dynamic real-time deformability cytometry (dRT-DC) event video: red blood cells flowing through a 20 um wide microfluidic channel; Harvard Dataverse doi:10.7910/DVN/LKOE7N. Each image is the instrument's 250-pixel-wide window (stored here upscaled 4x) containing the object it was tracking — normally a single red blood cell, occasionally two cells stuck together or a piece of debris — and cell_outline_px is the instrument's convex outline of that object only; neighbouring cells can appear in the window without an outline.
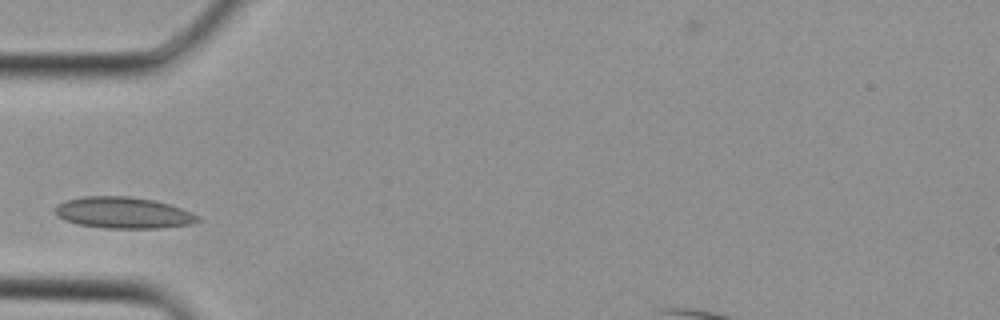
{"species": "Egyptian fruit bat (a non-hibernating species)", "species_latin": "Rousettus aegyptiacus", "temperature_condition": "cold", "stored_images_in_passage": 26, "camera_frame_rate_fps": 3000, "um_per_image_px": 0.085, "animal": {"sex": "female"}, "frame": {"image": 1, "passage_image": 1, "time_ms": 0.0, "image_size_px": [1000, 320], "cell_outline_px": [[200, 220], [192, 224], [160, 228], [104, 228], [80, 224], [64, 220], [56, 216], [56, 208], [64, 200], [84, 196], [128, 196], [156, 200], [192, 212], [200, 216]], "centroid_in_image_um": [10.51, 18.08], "position_along_channel_um": 74.5, "area_um2": 26.07}}
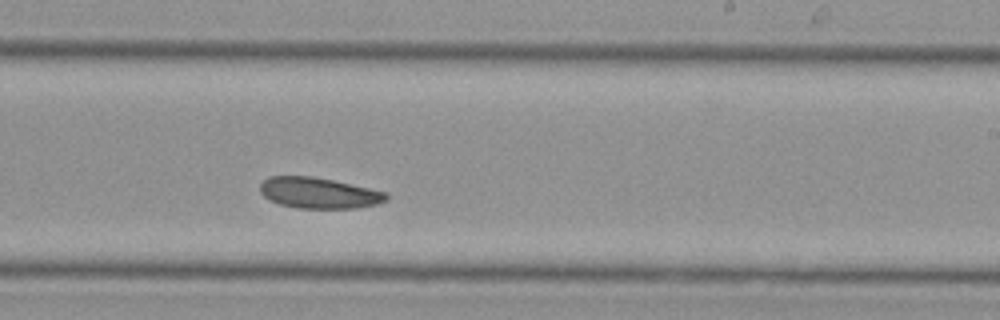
{"frame": {"image": 2, "passage_image": 11, "time_ms": 3.333, "image_size_px": [1000, 320], "cell_outline_px": [[388, 200], [376, 204], [356, 208], [296, 208], [280, 204], [264, 196], [260, 192], [260, 184], [268, 176], [312, 176], [332, 180], [388, 192]], "centroid_in_image_um": [27.11, 16.4], "position_along_channel_um": 261.9, "area_um2": 22.66}}
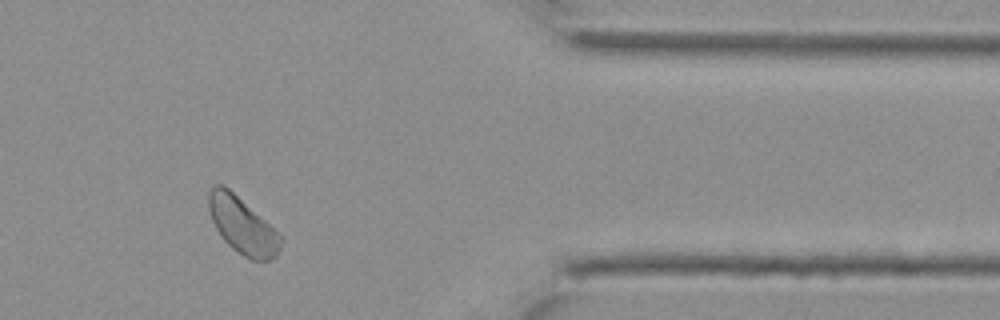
{"frame": {"image": 3, "passage_image": 19, "time_ms": 6.0, "image_size_px": [1000, 320], "cell_outline_px": [[284, 236], [280, 248], [276, 256], [272, 260], [252, 260], [244, 256], [232, 248], [224, 240], [216, 228], [212, 220], [208, 208], [208, 192], [216, 184], [220, 184], [228, 188]], "centroid_in_image_um": [20.63, 19.19], "position_along_channel_um": 390.8, "area_um2": 23.64}}